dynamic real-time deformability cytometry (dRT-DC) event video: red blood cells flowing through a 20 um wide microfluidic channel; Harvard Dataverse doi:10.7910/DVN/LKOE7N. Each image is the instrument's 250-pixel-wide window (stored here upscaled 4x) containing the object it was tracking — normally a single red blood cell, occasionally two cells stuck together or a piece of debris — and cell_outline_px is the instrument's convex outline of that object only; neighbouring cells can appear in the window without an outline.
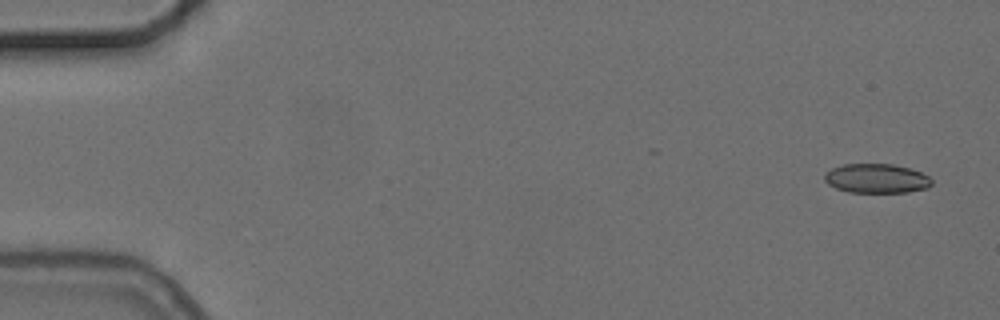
{"species": "common noctule bat (a hibernating species)", "species_latin": "Nyctalus noctula", "temperature_condition": "cold", "stored_images_in_passage": 1, "camera_frame_rate_fps": 3000, "um_per_image_px": 0.085, "animal": {"sex": "female", "body_mass_g": 24.6, "forearm_length_mm": 56.2}, "frame": {"image": 1, "passage_image": 1, "time_ms": 0.0, "image_size_px": [1000, 320], "cell_outline_px": [[932, 184], [928, 188], [908, 192], [848, 192], [836, 188], [828, 184], [824, 180], [824, 172], [832, 168], [844, 164], [892, 164], [908, 168], [920, 172], [928, 176], [932, 180]], "centroid_in_image_um": [74.48, 15.17], "position_along_channel_um": 10.5, "area_um2": 18.32}}